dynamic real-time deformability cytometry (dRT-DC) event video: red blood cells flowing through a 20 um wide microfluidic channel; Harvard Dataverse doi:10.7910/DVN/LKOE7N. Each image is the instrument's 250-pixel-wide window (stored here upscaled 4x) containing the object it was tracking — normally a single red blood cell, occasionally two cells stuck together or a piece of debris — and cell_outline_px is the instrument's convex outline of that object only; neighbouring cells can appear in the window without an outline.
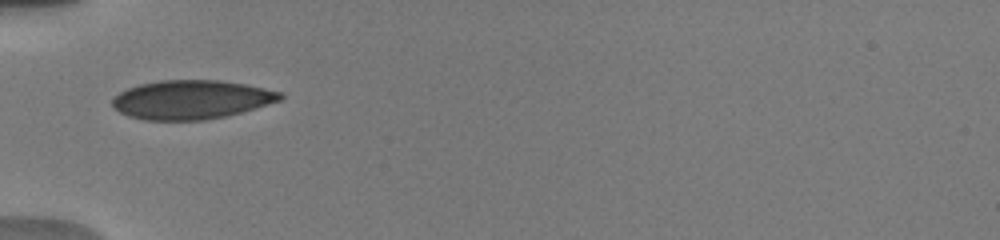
{"species": "human", "species_latin": "Homo sapiens", "temperature_condition": "warm", "stored_images_in_passage": 46, "camera_frame_rate_fps": 3000, "um_per_image_px": 0.085, "donor": {"sex": "male"}, "frame": {"image": 1, "passage_image": 1, "time_ms": 0.0, "image_size_px": [1000, 240], "cell_outline_px": [[284, 96], [280, 100], [228, 116], [204, 120], [144, 120], [128, 116], [120, 112], [112, 104], [112, 100], [120, 92], [128, 88], [140, 84], [160, 80], [220, 80], [244, 84], [264, 88], [280, 92]], "centroid_in_image_um": [16.25, 8.47], "position_along_channel_um": 68.7, "area_um2": 37.86}}
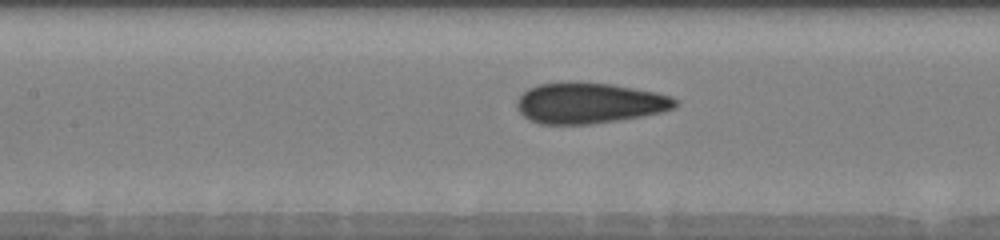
{"frame": {"image": 2, "passage_image": 15, "time_ms": 2.333, "image_size_px": [1000, 240], "cell_outline_px": [[680, 104], [676, 108], [664, 112], [644, 116], [592, 124], [540, 124], [528, 120], [516, 108], [516, 100], [528, 88], [536, 84], [564, 80], [568, 80], [612, 84], [656, 92], [672, 96], [680, 100]], "centroid_in_image_um": [50.11, 8.74], "position_along_channel_um": 157.3, "area_um2": 38.61}}
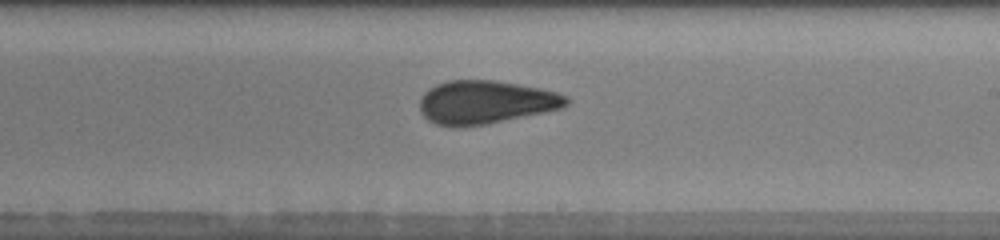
{"frame": {"image": 3, "passage_image": 29, "time_ms": 4.667, "image_size_px": [1000, 240], "cell_outline_px": [[572, 100], [564, 108], [488, 124], [464, 128], [452, 128], [436, 124], [428, 120], [420, 112], [420, 96], [424, 92], [436, 84], [448, 80], [492, 80], [540, 88], [556, 92], [568, 96]], "centroid_in_image_um": [41.27, 8.71], "position_along_channel_um": 247.7, "area_um2": 37.57}}